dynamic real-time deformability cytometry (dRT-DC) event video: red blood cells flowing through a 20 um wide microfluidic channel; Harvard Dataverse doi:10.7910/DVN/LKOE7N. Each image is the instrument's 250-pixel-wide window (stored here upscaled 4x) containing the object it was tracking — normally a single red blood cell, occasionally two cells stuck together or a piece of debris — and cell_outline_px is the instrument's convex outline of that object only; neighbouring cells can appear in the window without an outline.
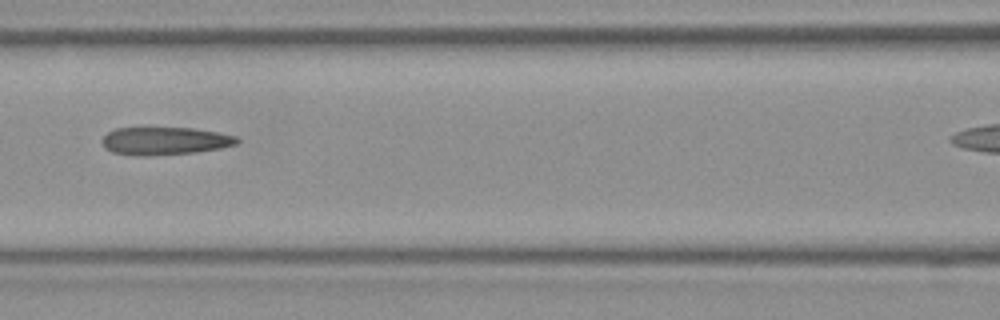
{"species": "Egyptian fruit bat (a non-hibernating species)", "species_latin": "Rousettus aegyptiacus", "temperature_condition": "room temperature", "stored_images_in_passage": 6, "camera_frame_rate_fps": 3000, "um_per_image_px": 0.085, "frame": {"image": 1, "passage_image": 5, "time_ms": 1.333, "image_size_px": [1000, 320], "cell_outline_px": [[240, 140], [236, 144], [220, 148], [196, 152], [148, 156], [136, 156], [112, 152], [104, 148], [100, 140], [108, 132], [116, 128], [140, 124], [144, 124], [192, 128], [216, 132], [236, 136]], "centroid_in_image_um": [13.9, 11.92], "position_along_channel_um": 152.7, "area_um2": 23.06}}